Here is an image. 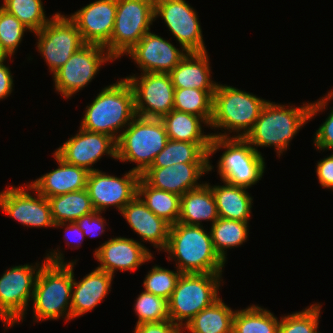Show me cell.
<instances>
[{
    "label": "cell",
    "instance_id": "42",
    "mask_svg": "<svg viewBox=\"0 0 333 333\" xmlns=\"http://www.w3.org/2000/svg\"><path fill=\"white\" fill-rule=\"evenodd\" d=\"M325 122L319 126L314 136V146L317 150H333V107Z\"/></svg>",
    "mask_w": 333,
    "mask_h": 333
},
{
    "label": "cell",
    "instance_id": "44",
    "mask_svg": "<svg viewBox=\"0 0 333 333\" xmlns=\"http://www.w3.org/2000/svg\"><path fill=\"white\" fill-rule=\"evenodd\" d=\"M316 174L322 188L333 191V152L330 156L317 162Z\"/></svg>",
    "mask_w": 333,
    "mask_h": 333
},
{
    "label": "cell",
    "instance_id": "30",
    "mask_svg": "<svg viewBox=\"0 0 333 333\" xmlns=\"http://www.w3.org/2000/svg\"><path fill=\"white\" fill-rule=\"evenodd\" d=\"M211 143H194L168 139L165 148L150 167H167L176 163H209Z\"/></svg>",
    "mask_w": 333,
    "mask_h": 333
},
{
    "label": "cell",
    "instance_id": "24",
    "mask_svg": "<svg viewBox=\"0 0 333 333\" xmlns=\"http://www.w3.org/2000/svg\"><path fill=\"white\" fill-rule=\"evenodd\" d=\"M58 167L29 183L46 198L86 189L89 172L81 167L66 163L55 152Z\"/></svg>",
    "mask_w": 333,
    "mask_h": 333
},
{
    "label": "cell",
    "instance_id": "38",
    "mask_svg": "<svg viewBox=\"0 0 333 333\" xmlns=\"http://www.w3.org/2000/svg\"><path fill=\"white\" fill-rule=\"evenodd\" d=\"M134 311L138 317L136 325L169 319L168 300L146 291L141 292L136 298Z\"/></svg>",
    "mask_w": 333,
    "mask_h": 333
},
{
    "label": "cell",
    "instance_id": "40",
    "mask_svg": "<svg viewBox=\"0 0 333 333\" xmlns=\"http://www.w3.org/2000/svg\"><path fill=\"white\" fill-rule=\"evenodd\" d=\"M27 30V31H26ZM29 29L0 7V44L13 57Z\"/></svg>",
    "mask_w": 333,
    "mask_h": 333
},
{
    "label": "cell",
    "instance_id": "9",
    "mask_svg": "<svg viewBox=\"0 0 333 333\" xmlns=\"http://www.w3.org/2000/svg\"><path fill=\"white\" fill-rule=\"evenodd\" d=\"M47 260L6 269L0 277V319L10 328L25 319L38 273Z\"/></svg>",
    "mask_w": 333,
    "mask_h": 333
},
{
    "label": "cell",
    "instance_id": "47",
    "mask_svg": "<svg viewBox=\"0 0 333 333\" xmlns=\"http://www.w3.org/2000/svg\"><path fill=\"white\" fill-rule=\"evenodd\" d=\"M325 95V97H320L321 99L319 98L318 101L316 100V102L310 103L309 120L319 112H323L324 109L327 110L328 101L333 99V89Z\"/></svg>",
    "mask_w": 333,
    "mask_h": 333
},
{
    "label": "cell",
    "instance_id": "45",
    "mask_svg": "<svg viewBox=\"0 0 333 333\" xmlns=\"http://www.w3.org/2000/svg\"><path fill=\"white\" fill-rule=\"evenodd\" d=\"M59 227L65 228L66 237L70 234L67 238L65 237V240L67 241L66 242L67 246H70V244L71 246H73L72 243H77V245H75L74 248H79L81 246V243L83 242L85 235L83 234V231L78 227L76 222L58 223L55 224L54 228H59ZM70 241H72V243H70Z\"/></svg>",
    "mask_w": 333,
    "mask_h": 333
},
{
    "label": "cell",
    "instance_id": "48",
    "mask_svg": "<svg viewBox=\"0 0 333 333\" xmlns=\"http://www.w3.org/2000/svg\"><path fill=\"white\" fill-rule=\"evenodd\" d=\"M11 56L8 54V52L3 48V46L0 44V63H3L6 61V59L10 58Z\"/></svg>",
    "mask_w": 333,
    "mask_h": 333
},
{
    "label": "cell",
    "instance_id": "35",
    "mask_svg": "<svg viewBox=\"0 0 333 333\" xmlns=\"http://www.w3.org/2000/svg\"><path fill=\"white\" fill-rule=\"evenodd\" d=\"M215 90L175 89L173 109L197 115L209 125L213 116V95Z\"/></svg>",
    "mask_w": 333,
    "mask_h": 333
},
{
    "label": "cell",
    "instance_id": "18",
    "mask_svg": "<svg viewBox=\"0 0 333 333\" xmlns=\"http://www.w3.org/2000/svg\"><path fill=\"white\" fill-rule=\"evenodd\" d=\"M187 53L184 48H177L163 37L148 31L125 55L134 60L141 73H170Z\"/></svg>",
    "mask_w": 333,
    "mask_h": 333
},
{
    "label": "cell",
    "instance_id": "15",
    "mask_svg": "<svg viewBox=\"0 0 333 333\" xmlns=\"http://www.w3.org/2000/svg\"><path fill=\"white\" fill-rule=\"evenodd\" d=\"M30 190L36 197L32 196ZM0 210L24 227H55L48 199L40 195L29 183L23 187L9 186L1 191Z\"/></svg>",
    "mask_w": 333,
    "mask_h": 333
},
{
    "label": "cell",
    "instance_id": "3",
    "mask_svg": "<svg viewBox=\"0 0 333 333\" xmlns=\"http://www.w3.org/2000/svg\"><path fill=\"white\" fill-rule=\"evenodd\" d=\"M84 111L82 129L110 135L117 141L124 128L137 116L132 87L126 78L107 85Z\"/></svg>",
    "mask_w": 333,
    "mask_h": 333
},
{
    "label": "cell",
    "instance_id": "6",
    "mask_svg": "<svg viewBox=\"0 0 333 333\" xmlns=\"http://www.w3.org/2000/svg\"><path fill=\"white\" fill-rule=\"evenodd\" d=\"M217 174L229 184L250 188L261 180L265 173V159L245 138L212 137L209 158L220 149Z\"/></svg>",
    "mask_w": 333,
    "mask_h": 333
},
{
    "label": "cell",
    "instance_id": "14",
    "mask_svg": "<svg viewBox=\"0 0 333 333\" xmlns=\"http://www.w3.org/2000/svg\"><path fill=\"white\" fill-rule=\"evenodd\" d=\"M197 11L185 0H154V16L163 18L172 36L187 52H206Z\"/></svg>",
    "mask_w": 333,
    "mask_h": 333
},
{
    "label": "cell",
    "instance_id": "10",
    "mask_svg": "<svg viewBox=\"0 0 333 333\" xmlns=\"http://www.w3.org/2000/svg\"><path fill=\"white\" fill-rule=\"evenodd\" d=\"M154 21V0H117L114 29L105 49L116 61L150 31Z\"/></svg>",
    "mask_w": 333,
    "mask_h": 333
},
{
    "label": "cell",
    "instance_id": "13",
    "mask_svg": "<svg viewBox=\"0 0 333 333\" xmlns=\"http://www.w3.org/2000/svg\"><path fill=\"white\" fill-rule=\"evenodd\" d=\"M134 93L136 115L162 119L174 105V86L169 73H141L124 77Z\"/></svg>",
    "mask_w": 333,
    "mask_h": 333
},
{
    "label": "cell",
    "instance_id": "20",
    "mask_svg": "<svg viewBox=\"0 0 333 333\" xmlns=\"http://www.w3.org/2000/svg\"><path fill=\"white\" fill-rule=\"evenodd\" d=\"M117 0H95L68 17L75 23L85 44L106 47L111 39Z\"/></svg>",
    "mask_w": 333,
    "mask_h": 333
},
{
    "label": "cell",
    "instance_id": "11",
    "mask_svg": "<svg viewBox=\"0 0 333 333\" xmlns=\"http://www.w3.org/2000/svg\"><path fill=\"white\" fill-rule=\"evenodd\" d=\"M37 51L43 57L52 75L85 45L75 23L60 12L52 15V19L35 32Z\"/></svg>",
    "mask_w": 333,
    "mask_h": 333
},
{
    "label": "cell",
    "instance_id": "25",
    "mask_svg": "<svg viewBox=\"0 0 333 333\" xmlns=\"http://www.w3.org/2000/svg\"><path fill=\"white\" fill-rule=\"evenodd\" d=\"M175 89L216 90L218 82L211 79L208 52H188L169 73Z\"/></svg>",
    "mask_w": 333,
    "mask_h": 333
},
{
    "label": "cell",
    "instance_id": "36",
    "mask_svg": "<svg viewBox=\"0 0 333 333\" xmlns=\"http://www.w3.org/2000/svg\"><path fill=\"white\" fill-rule=\"evenodd\" d=\"M0 7L14 15L32 33L40 31L52 19L46 17L42 0H3Z\"/></svg>",
    "mask_w": 333,
    "mask_h": 333
},
{
    "label": "cell",
    "instance_id": "12",
    "mask_svg": "<svg viewBox=\"0 0 333 333\" xmlns=\"http://www.w3.org/2000/svg\"><path fill=\"white\" fill-rule=\"evenodd\" d=\"M114 60L105 47L85 44L52 75L57 93L70 99L92 82L104 63Z\"/></svg>",
    "mask_w": 333,
    "mask_h": 333
},
{
    "label": "cell",
    "instance_id": "19",
    "mask_svg": "<svg viewBox=\"0 0 333 333\" xmlns=\"http://www.w3.org/2000/svg\"><path fill=\"white\" fill-rule=\"evenodd\" d=\"M141 242L121 236L108 239L95 248L94 257L100 263L96 268L113 276L118 270L135 271L154 258L151 251Z\"/></svg>",
    "mask_w": 333,
    "mask_h": 333
},
{
    "label": "cell",
    "instance_id": "16",
    "mask_svg": "<svg viewBox=\"0 0 333 333\" xmlns=\"http://www.w3.org/2000/svg\"><path fill=\"white\" fill-rule=\"evenodd\" d=\"M140 174L130 169L122 177L100 170L89 172L86 184L92 205L97 212L116 207L119 212L137 195Z\"/></svg>",
    "mask_w": 333,
    "mask_h": 333
},
{
    "label": "cell",
    "instance_id": "27",
    "mask_svg": "<svg viewBox=\"0 0 333 333\" xmlns=\"http://www.w3.org/2000/svg\"><path fill=\"white\" fill-rule=\"evenodd\" d=\"M211 186L216 201L218 216L223 219L249 222L253 197L245 187L229 184Z\"/></svg>",
    "mask_w": 333,
    "mask_h": 333
},
{
    "label": "cell",
    "instance_id": "37",
    "mask_svg": "<svg viewBox=\"0 0 333 333\" xmlns=\"http://www.w3.org/2000/svg\"><path fill=\"white\" fill-rule=\"evenodd\" d=\"M321 306L315 303L302 311L281 316L277 333H319Z\"/></svg>",
    "mask_w": 333,
    "mask_h": 333
},
{
    "label": "cell",
    "instance_id": "41",
    "mask_svg": "<svg viewBox=\"0 0 333 333\" xmlns=\"http://www.w3.org/2000/svg\"><path fill=\"white\" fill-rule=\"evenodd\" d=\"M101 214L102 212L94 211L87 215H83L75 222L85 236L98 237V235L104 233L106 229V220Z\"/></svg>",
    "mask_w": 333,
    "mask_h": 333
},
{
    "label": "cell",
    "instance_id": "32",
    "mask_svg": "<svg viewBox=\"0 0 333 333\" xmlns=\"http://www.w3.org/2000/svg\"><path fill=\"white\" fill-rule=\"evenodd\" d=\"M47 199L54 224L75 222L83 215L95 211L86 189L68 192Z\"/></svg>",
    "mask_w": 333,
    "mask_h": 333
},
{
    "label": "cell",
    "instance_id": "29",
    "mask_svg": "<svg viewBox=\"0 0 333 333\" xmlns=\"http://www.w3.org/2000/svg\"><path fill=\"white\" fill-rule=\"evenodd\" d=\"M236 310L219 298L213 304L196 314L184 326L190 333H233V319Z\"/></svg>",
    "mask_w": 333,
    "mask_h": 333
},
{
    "label": "cell",
    "instance_id": "2",
    "mask_svg": "<svg viewBox=\"0 0 333 333\" xmlns=\"http://www.w3.org/2000/svg\"><path fill=\"white\" fill-rule=\"evenodd\" d=\"M203 225L180 222L170 226L168 243L163 252L174 259L181 273H222L225 262L214 249L210 231Z\"/></svg>",
    "mask_w": 333,
    "mask_h": 333
},
{
    "label": "cell",
    "instance_id": "17",
    "mask_svg": "<svg viewBox=\"0 0 333 333\" xmlns=\"http://www.w3.org/2000/svg\"><path fill=\"white\" fill-rule=\"evenodd\" d=\"M79 131L63 143L55 153L66 163L86 169L88 172L99 170L93 167L103 155L117 160L116 140L104 133L90 132L79 127ZM93 167V168H92Z\"/></svg>",
    "mask_w": 333,
    "mask_h": 333
},
{
    "label": "cell",
    "instance_id": "28",
    "mask_svg": "<svg viewBox=\"0 0 333 333\" xmlns=\"http://www.w3.org/2000/svg\"><path fill=\"white\" fill-rule=\"evenodd\" d=\"M161 120L165 125L168 139L194 143H211L212 134L206 135L202 129V124L206 125V127L210 125L197 115L173 109Z\"/></svg>",
    "mask_w": 333,
    "mask_h": 333
},
{
    "label": "cell",
    "instance_id": "7",
    "mask_svg": "<svg viewBox=\"0 0 333 333\" xmlns=\"http://www.w3.org/2000/svg\"><path fill=\"white\" fill-rule=\"evenodd\" d=\"M167 141L168 135L161 119L136 116L116 141V159L134 162L137 166L132 170L141 175L165 148Z\"/></svg>",
    "mask_w": 333,
    "mask_h": 333
},
{
    "label": "cell",
    "instance_id": "39",
    "mask_svg": "<svg viewBox=\"0 0 333 333\" xmlns=\"http://www.w3.org/2000/svg\"><path fill=\"white\" fill-rule=\"evenodd\" d=\"M181 274L177 268L173 271L155 265L145 276L144 291L169 300Z\"/></svg>",
    "mask_w": 333,
    "mask_h": 333
},
{
    "label": "cell",
    "instance_id": "43",
    "mask_svg": "<svg viewBox=\"0 0 333 333\" xmlns=\"http://www.w3.org/2000/svg\"><path fill=\"white\" fill-rule=\"evenodd\" d=\"M134 333H182L184 328L170 319L160 322L137 324Z\"/></svg>",
    "mask_w": 333,
    "mask_h": 333
},
{
    "label": "cell",
    "instance_id": "33",
    "mask_svg": "<svg viewBox=\"0 0 333 333\" xmlns=\"http://www.w3.org/2000/svg\"><path fill=\"white\" fill-rule=\"evenodd\" d=\"M249 222L218 218L210 227L213 246L219 257L226 263L227 249L247 242ZM226 250V251H225Z\"/></svg>",
    "mask_w": 333,
    "mask_h": 333
},
{
    "label": "cell",
    "instance_id": "1",
    "mask_svg": "<svg viewBox=\"0 0 333 333\" xmlns=\"http://www.w3.org/2000/svg\"><path fill=\"white\" fill-rule=\"evenodd\" d=\"M47 260L38 273L33 298L34 322L71 320V295L74 265L78 260H64L62 251L53 249L46 253Z\"/></svg>",
    "mask_w": 333,
    "mask_h": 333
},
{
    "label": "cell",
    "instance_id": "4",
    "mask_svg": "<svg viewBox=\"0 0 333 333\" xmlns=\"http://www.w3.org/2000/svg\"><path fill=\"white\" fill-rule=\"evenodd\" d=\"M302 104L303 106L294 107L268 100L252 129L244 138L257 152H259L258 147L274 146L280 158L283 152L290 149L289 143L295 135L310 121V103Z\"/></svg>",
    "mask_w": 333,
    "mask_h": 333
},
{
    "label": "cell",
    "instance_id": "26",
    "mask_svg": "<svg viewBox=\"0 0 333 333\" xmlns=\"http://www.w3.org/2000/svg\"><path fill=\"white\" fill-rule=\"evenodd\" d=\"M219 218L216 201L210 183L189 190L181 196L178 222L186 225L201 226L202 221H211V225Z\"/></svg>",
    "mask_w": 333,
    "mask_h": 333
},
{
    "label": "cell",
    "instance_id": "21",
    "mask_svg": "<svg viewBox=\"0 0 333 333\" xmlns=\"http://www.w3.org/2000/svg\"><path fill=\"white\" fill-rule=\"evenodd\" d=\"M209 163H176L167 167H148L140 177L153 188L182 196L189 190L200 187L201 176L212 171Z\"/></svg>",
    "mask_w": 333,
    "mask_h": 333
},
{
    "label": "cell",
    "instance_id": "46",
    "mask_svg": "<svg viewBox=\"0 0 333 333\" xmlns=\"http://www.w3.org/2000/svg\"><path fill=\"white\" fill-rule=\"evenodd\" d=\"M13 75L5 63H0V100L9 97L14 87Z\"/></svg>",
    "mask_w": 333,
    "mask_h": 333
},
{
    "label": "cell",
    "instance_id": "22",
    "mask_svg": "<svg viewBox=\"0 0 333 333\" xmlns=\"http://www.w3.org/2000/svg\"><path fill=\"white\" fill-rule=\"evenodd\" d=\"M120 214L144 243L149 242L159 251L166 248L171 225L149 210L138 195L121 210Z\"/></svg>",
    "mask_w": 333,
    "mask_h": 333
},
{
    "label": "cell",
    "instance_id": "23",
    "mask_svg": "<svg viewBox=\"0 0 333 333\" xmlns=\"http://www.w3.org/2000/svg\"><path fill=\"white\" fill-rule=\"evenodd\" d=\"M73 272L71 295V320L92 311L111 291L115 276L95 268L80 281H76Z\"/></svg>",
    "mask_w": 333,
    "mask_h": 333
},
{
    "label": "cell",
    "instance_id": "8",
    "mask_svg": "<svg viewBox=\"0 0 333 333\" xmlns=\"http://www.w3.org/2000/svg\"><path fill=\"white\" fill-rule=\"evenodd\" d=\"M222 274L182 273L168 300L169 319L184 327L196 314L217 301Z\"/></svg>",
    "mask_w": 333,
    "mask_h": 333
},
{
    "label": "cell",
    "instance_id": "31",
    "mask_svg": "<svg viewBox=\"0 0 333 333\" xmlns=\"http://www.w3.org/2000/svg\"><path fill=\"white\" fill-rule=\"evenodd\" d=\"M137 195L156 216L170 225L178 222L181 196L149 186L141 177L137 184Z\"/></svg>",
    "mask_w": 333,
    "mask_h": 333
},
{
    "label": "cell",
    "instance_id": "34",
    "mask_svg": "<svg viewBox=\"0 0 333 333\" xmlns=\"http://www.w3.org/2000/svg\"><path fill=\"white\" fill-rule=\"evenodd\" d=\"M280 320L269 310L250 305L236 310L233 319V333H277Z\"/></svg>",
    "mask_w": 333,
    "mask_h": 333
},
{
    "label": "cell",
    "instance_id": "5",
    "mask_svg": "<svg viewBox=\"0 0 333 333\" xmlns=\"http://www.w3.org/2000/svg\"><path fill=\"white\" fill-rule=\"evenodd\" d=\"M267 102L252 93L218 83L213 95V116L209 127L221 129L224 133H211L212 136L231 137L230 133L236 132L232 137L244 138Z\"/></svg>",
    "mask_w": 333,
    "mask_h": 333
}]
</instances>
